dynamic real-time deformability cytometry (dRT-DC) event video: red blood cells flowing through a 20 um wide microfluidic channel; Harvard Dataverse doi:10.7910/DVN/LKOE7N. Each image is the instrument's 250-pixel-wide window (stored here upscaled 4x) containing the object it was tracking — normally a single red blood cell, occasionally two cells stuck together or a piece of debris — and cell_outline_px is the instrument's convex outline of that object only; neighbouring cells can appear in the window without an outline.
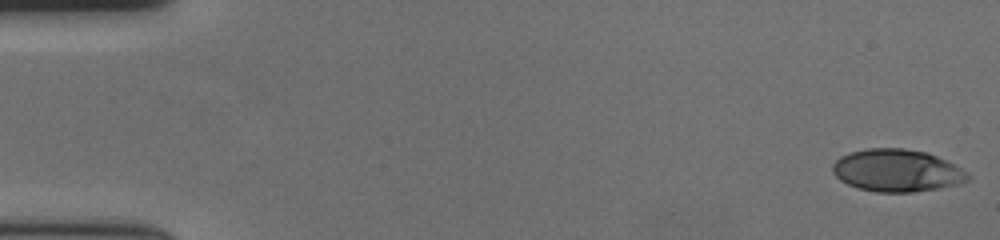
{"species": "human", "species_latin": "Homo sapiens", "temperature_condition": "cold", "stored_images_in_passage": 57, "camera_frame_rate_fps": 3000, "um_per_image_px": 0.085, "donor": {"sex": "female"}, "frame": {"image": 1, "passage_image": 1, "time_ms": 0.0, "image_size_px": [1000, 240], "cell_outline_px": [[972, 176], [968, 180], [960, 184], [912, 192], [876, 192], [856, 188], [840, 180], [832, 172], [832, 164], [840, 156], [848, 152], [864, 148], [904, 148], [924, 152], [936, 156], [968, 172]], "centroid_in_image_um": [76.2, 14.49], "position_along_channel_um": 8.8, "area_um2": 33.47}}
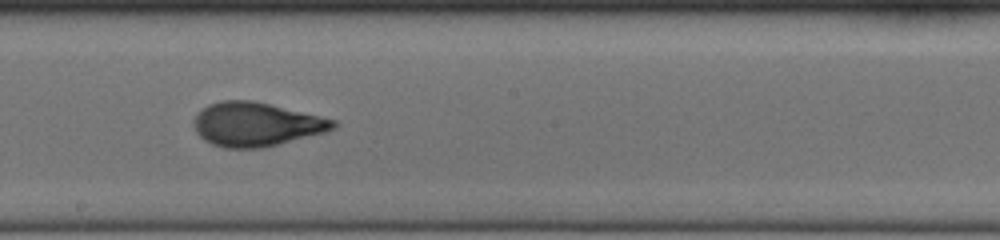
{"frame": {"image": 2, "passage_image": 32, "time_ms": 10.333, "image_size_px": [1000, 240], "cell_outline_px": [[340, 124], [336, 128], [324, 132], [264, 148], [224, 148], [212, 144], [204, 140], [196, 132], [192, 124], [192, 120], [208, 104], [220, 100], [252, 100], [320, 116], [336, 120]], "centroid_in_image_um": [21.76, 10.57], "position_along_channel_um": 226.4, "area_um2": 35.66}}
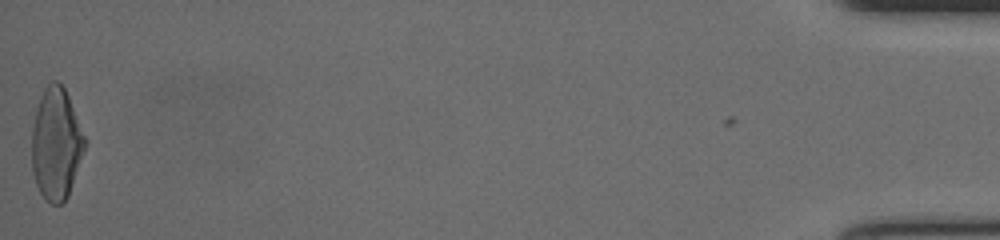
{"frame": {"image": 3, "passage_image": 57, "time_ms": 18.667, "image_size_px": [1000, 240], "cell_outline_px": [[88, 140], [68, 196], [60, 204], [52, 204], [40, 192], [36, 184], [32, 172], [32, 128], [36, 108], [40, 96], [44, 88], [52, 80], [56, 80], [64, 88], [68, 96]], "centroid_in_image_um": [4.78, 12.2], "position_along_channel_um": 430.4, "area_um2": 34.62}, "authors_computed_cell_mechanics": {"area_um2": 33.9864, "velocity_mm_per_s": 3.6436, "shape_relaxation_time_tau1_ms": 4.3235, "shape_relaxation_time_tau2_ms": 0.9666, "deformation_change_tau1": 0.2077, "deformation_change_tau2": 0.0789}}